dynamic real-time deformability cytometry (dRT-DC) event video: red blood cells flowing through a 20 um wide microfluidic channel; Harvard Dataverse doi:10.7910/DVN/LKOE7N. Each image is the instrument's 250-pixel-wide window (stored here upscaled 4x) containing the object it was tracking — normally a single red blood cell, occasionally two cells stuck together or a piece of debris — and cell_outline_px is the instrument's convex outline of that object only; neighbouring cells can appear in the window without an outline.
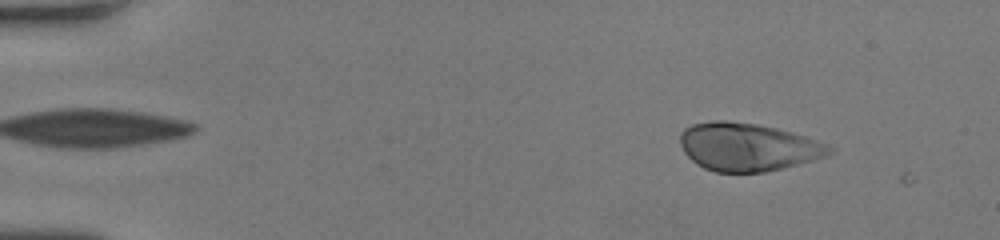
{"species": "human", "species_latin": "Homo sapiens", "temperature_condition": "room temperature", "stored_images_in_passage": 47, "camera_frame_rate_fps": 3000, "um_per_image_px": 0.085, "donor": {"sex": "female"}, "frame": {"image": 1, "passage_image": 5, "time_ms": 1.333, "image_size_px": [1000, 240], "cell_outline_px": [[836, 148], [832, 152], [824, 156], [812, 160], [764, 172], [716, 172], [704, 168], [696, 164], [684, 152], [680, 144], [680, 132], [684, 128], [692, 124], [712, 120], [724, 120], [756, 124], [776, 128], [804, 136], [828, 144]], "centroid_in_image_um": [63.52, 12.48], "position_along_channel_um": 21.5, "area_um2": 41.56}}
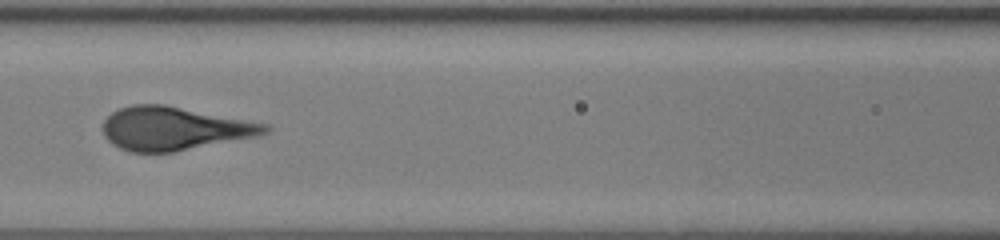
{"frame": {"image": 2, "passage_image": 22, "time_ms": 7.0, "image_size_px": [1000, 240], "cell_outline_px": [[272, 128], [268, 132], [256, 136], [172, 152], [128, 152], [112, 144], [104, 136], [104, 120], [112, 112], [120, 108], [132, 104], [164, 104], [268, 124]], "centroid_in_image_um": [14.78, 10.92], "position_along_channel_um": 151.8, "area_um2": 40.69}}
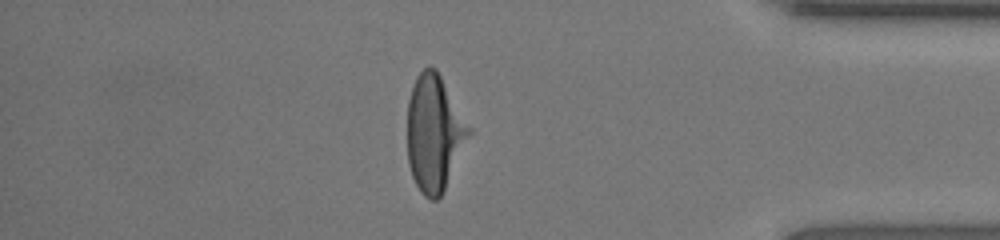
{"frame": {"image": 3, "passage_image": 41, "time_ms": 13.333, "image_size_px": [1000, 240], "cell_outline_px": [[472, 132], [444, 192], [436, 200], [432, 200], [424, 196], [420, 192], [412, 176], [408, 164], [408, 100], [416, 76], [428, 64], [436, 68], [472, 128]], "centroid_in_image_um": [36.93, 11.32], "position_along_channel_um": 398.3, "area_um2": 42.02}}